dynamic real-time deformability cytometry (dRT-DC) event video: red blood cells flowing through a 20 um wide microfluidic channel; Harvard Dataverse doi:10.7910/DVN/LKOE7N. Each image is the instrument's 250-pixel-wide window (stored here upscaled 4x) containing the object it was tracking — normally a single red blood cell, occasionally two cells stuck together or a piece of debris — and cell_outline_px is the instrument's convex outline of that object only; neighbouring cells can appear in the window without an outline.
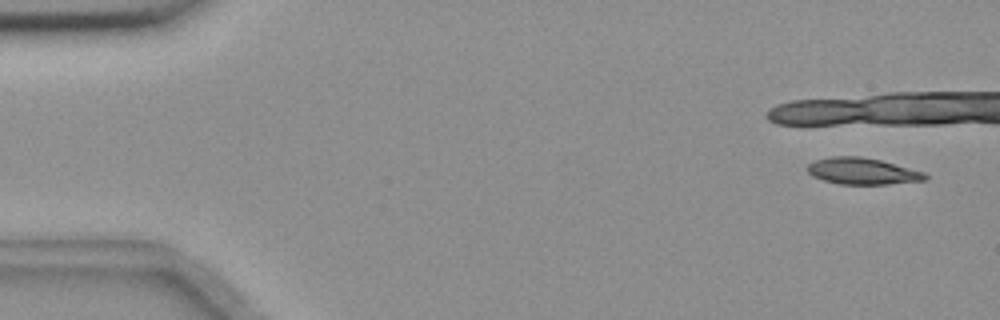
{"species": "common noctule bat (a hibernating species)", "species_latin": "Nyctalus noctula", "temperature_condition": "room temperature", "stored_images_in_passage": 13, "camera_frame_rate_fps": 3000, "um_per_image_px": 0.085, "animal": {"sex": "female", "body_mass_g": 18.4}, "frame": {"image": 1, "passage_image": 3, "time_ms": 0.667, "image_size_px": [1000, 320], "cell_outline_px": [[928, 176], [924, 180], [888, 184], [840, 184], [824, 180], [812, 176], [808, 172], [808, 164], [816, 160], [832, 156], [860, 156], [880, 160], [924, 172]], "centroid_in_image_um": [73.29, 14.54], "position_along_channel_um": 11.7, "area_um2": 17.98}}